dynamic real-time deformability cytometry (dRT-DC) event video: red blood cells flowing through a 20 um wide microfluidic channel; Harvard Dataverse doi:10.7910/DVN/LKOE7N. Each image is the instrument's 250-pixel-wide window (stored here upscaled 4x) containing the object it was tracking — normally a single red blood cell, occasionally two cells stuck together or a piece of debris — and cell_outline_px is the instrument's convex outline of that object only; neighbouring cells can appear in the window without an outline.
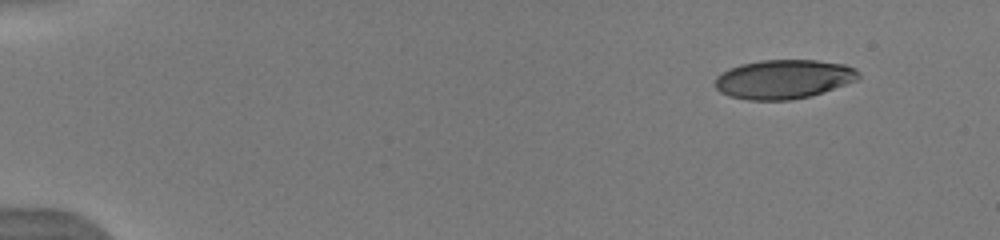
{"species": "human", "species_latin": "Homo sapiens", "temperature_condition": "warm", "stored_images_in_passage": 21, "camera_frame_rate_fps": 3000, "um_per_image_px": 0.085, "donor": {"sex": "male"}, "frame": {"image": 1, "passage_image": 1, "time_ms": 0.0, "image_size_px": [1000, 240], "cell_outline_px": [[860, 80], [812, 96], [792, 100], [748, 100], [732, 96], [720, 92], [716, 88], [716, 76], [728, 68], [740, 64], [760, 60], [816, 60], [844, 64], [856, 68], [860, 72]], "centroid_in_image_um": [66.66, 6.73], "position_along_channel_um": 18.3, "area_um2": 33.06}}
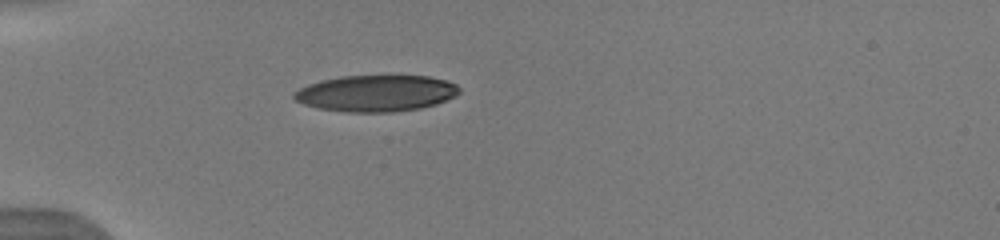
{"frame": {"image": 2, "passage_image": 7, "time_ms": 3.667, "image_size_px": [1000, 240], "cell_outline_px": [[460, 92], [456, 96], [436, 104], [420, 108], [392, 112], [348, 112], [316, 108], [304, 104], [296, 100], [292, 96], [292, 92], [308, 84], [320, 80], [340, 76], [428, 76], [448, 80], [456, 84], [460, 88]], "centroid_in_image_um": [31.97, 7.93], "position_along_channel_um": 53.0, "area_um2": 35.26}}
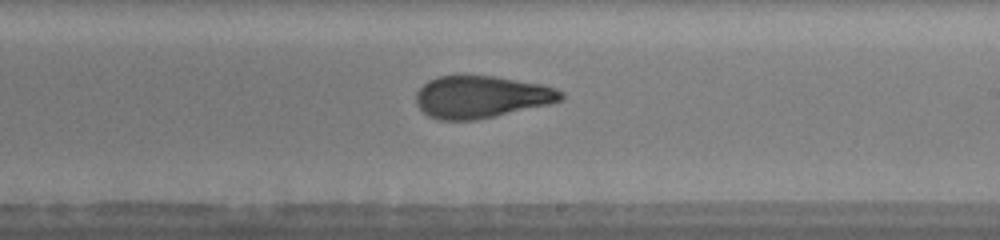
{"frame": {"image": 3, "passage_image": 17, "time_ms": 9.0, "image_size_px": [1000, 240], "cell_outline_px": [[564, 100], [548, 104], [476, 120], [440, 120], [428, 116], [416, 104], [416, 92], [428, 80], [436, 76], [496, 76], [544, 84], [556, 88], [564, 92]], "centroid_in_image_um": [40.93, 8.23], "position_along_channel_um": 248.1, "area_um2": 35.72}}